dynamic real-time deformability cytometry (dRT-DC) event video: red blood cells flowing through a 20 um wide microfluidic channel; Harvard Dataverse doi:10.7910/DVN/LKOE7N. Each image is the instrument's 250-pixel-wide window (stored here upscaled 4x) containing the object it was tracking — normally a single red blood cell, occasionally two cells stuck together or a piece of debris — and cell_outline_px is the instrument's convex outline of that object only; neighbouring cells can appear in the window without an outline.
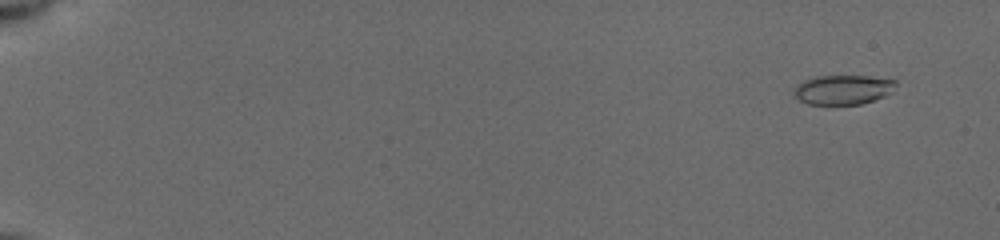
{"species": "common noctule bat (a hibernating species)", "species_latin": "Nyctalus noctula", "temperature_condition": "cold", "stored_images_in_passage": 19, "camera_frame_rate_fps": 3000, "um_per_image_px": 0.085, "animal": {"sex": "female", "body_mass_g": 19.5, "forearm_length_mm": 54.1}, "frame": {"image": 1, "passage_image": 3, "time_ms": 1.0, "image_size_px": [1000, 240], "cell_outline_px": [[896, 84], [892, 92], [884, 96], [860, 104], [808, 104], [792, 96], [792, 88], [796, 84], [804, 80], [816, 76], [868, 76], [896, 80]], "centroid_in_image_um": [71.59, 7.61], "position_along_channel_um": 13.4, "area_um2": 17.63}}
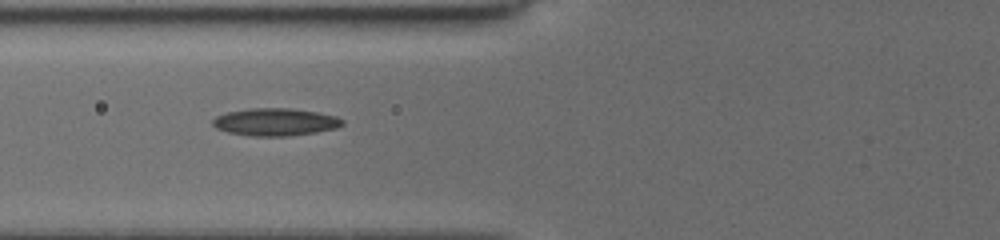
{"frame": {"image": 2, "passage_image": 15, "time_ms": 7.667, "image_size_px": [1000, 240], "cell_outline_px": [[344, 124], [336, 128], [316, 132], [288, 136], [248, 136], [228, 132], [216, 128], [212, 124], [212, 120], [216, 116], [228, 112], [248, 108], [292, 108], [316, 112], [336, 116], [344, 120]], "centroid_in_image_um": [23.39, 10.37], "position_along_channel_um": 102.4, "area_um2": 20.87}}
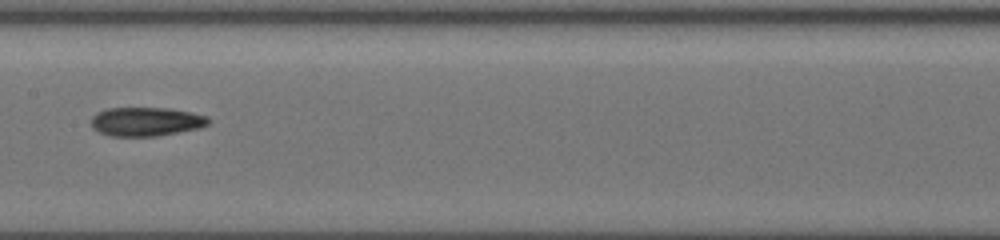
{"frame": {"image": 3, "passage_image": 17, "time_ms": 10.0, "image_size_px": [1000, 240], "cell_outline_px": [[212, 120], [208, 124], [200, 128], [156, 136], [112, 136], [100, 132], [92, 128], [92, 116], [96, 112], [108, 108], [168, 108], [192, 112], [208, 116]], "centroid_in_image_um": [12.44, 10.33], "position_along_channel_um": 195.0, "area_um2": 19.83}}